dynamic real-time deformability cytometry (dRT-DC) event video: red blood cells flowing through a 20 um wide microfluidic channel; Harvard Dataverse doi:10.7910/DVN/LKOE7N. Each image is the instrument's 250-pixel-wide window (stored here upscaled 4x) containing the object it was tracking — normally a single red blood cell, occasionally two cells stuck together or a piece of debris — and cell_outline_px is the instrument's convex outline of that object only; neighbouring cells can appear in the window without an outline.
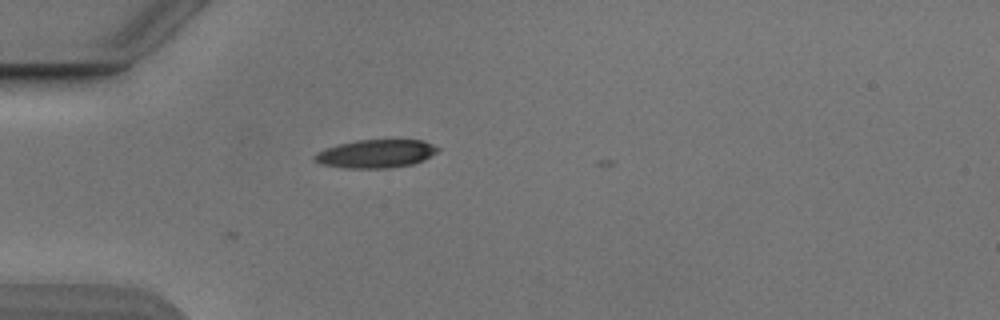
{"species": "Egyptian fruit bat (a non-hibernating species)", "species_latin": "Rousettus aegyptiacus", "temperature_condition": "cold", "stored_images_in_passage": 3, "camera_frame_rate_fps": 3000, "um_per_image_px": 0.085, "animal": {"sex": "male"}, "frame": {"image": 1, "passage_image": 3, "time_ms": 0.667, "image_size_px": [1000, 320], "cell_outline_px": [[440, 148], [436, 152], [424, 160], [412, 164], [388, 168], [344, 168], [320, 164], [312, 160], [312, 156], [316, 152], [324, 148], [356, 140], [424, 140]], "centroid_in_image_um": [31.9, 13.07], "position_along_channel_um": 53.1, "area_um2": 20.4}}